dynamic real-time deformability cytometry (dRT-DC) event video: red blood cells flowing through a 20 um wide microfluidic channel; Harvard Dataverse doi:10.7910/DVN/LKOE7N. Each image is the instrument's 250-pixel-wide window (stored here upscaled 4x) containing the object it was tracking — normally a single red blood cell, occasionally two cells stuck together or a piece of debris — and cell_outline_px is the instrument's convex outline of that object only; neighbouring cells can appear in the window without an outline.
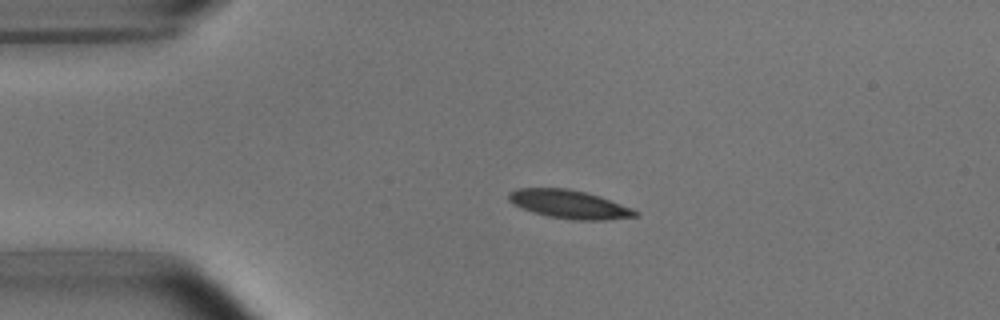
{"species": "common noctule bat (a hibernating species)", "species_latin": "Nyctalus noctula", "temperature_condition": "room temperature", "stored_images_in_passage": 4, "camera_frame_rate_fps": 3000, "um_per_image_px": 0.085, "animal": {"sex": "male", "body_mass_g": 15.6}, "frame": {"image": 1, "passage_image": 3, "time_ms": 0.667, "image_size_px": [1000, 320], "cell_outline_px": [[640, 212], [636, 216], [604, 220], [572, 220], [548, 216], [532, 212], [520, 208], [512, 204], [508, 200], [508, 192], [516, 188], [568, 188], [600, 196], [632, 208]], "centroid_in_image_um": [48.34, 17.36], "position_along_channel_um": 36.7, "area_um2": 21.1}}